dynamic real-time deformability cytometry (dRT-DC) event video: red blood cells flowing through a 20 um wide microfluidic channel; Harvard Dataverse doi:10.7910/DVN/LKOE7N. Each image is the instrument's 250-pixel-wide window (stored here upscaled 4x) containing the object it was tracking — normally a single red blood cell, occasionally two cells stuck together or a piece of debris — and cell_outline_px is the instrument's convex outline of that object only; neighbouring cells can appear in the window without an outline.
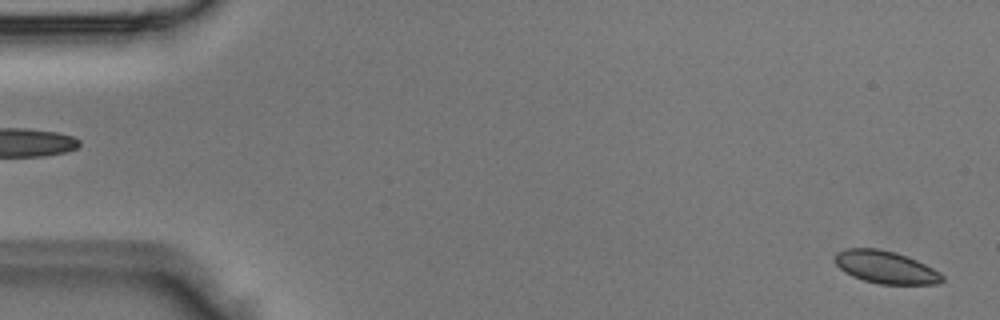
{"species": "Egyptian fruit bat (a non-hibernating species)", "species_latin": "Rousettus aegyptiacus", "temperature_condition": "room temperature", "stored_images_in_passage": 5, "segment_of_instrument_passage": [2, 2], "camera_frame_rate_fps": 3000, "um_per_image_px": 0.085, "animal": {"sex": "male"}, "frame": {"image": 1, "passage_image": 5, "time_ms": 1.333, "image_size_px": [1000, 320], "cell_outline_px": [[944, 280], [940, 284], [880, 284], [864, 280], [852, 276], [844, 272], [836, 264], [836, 252], [844, 248], [876, 248], [896, 252], [908, 256], [940, 272], [944, 276]], "centroid_in_image_um": [75.29, 22.71], "position_along_channel_um": 9.7, "area_um2": 20.4}}